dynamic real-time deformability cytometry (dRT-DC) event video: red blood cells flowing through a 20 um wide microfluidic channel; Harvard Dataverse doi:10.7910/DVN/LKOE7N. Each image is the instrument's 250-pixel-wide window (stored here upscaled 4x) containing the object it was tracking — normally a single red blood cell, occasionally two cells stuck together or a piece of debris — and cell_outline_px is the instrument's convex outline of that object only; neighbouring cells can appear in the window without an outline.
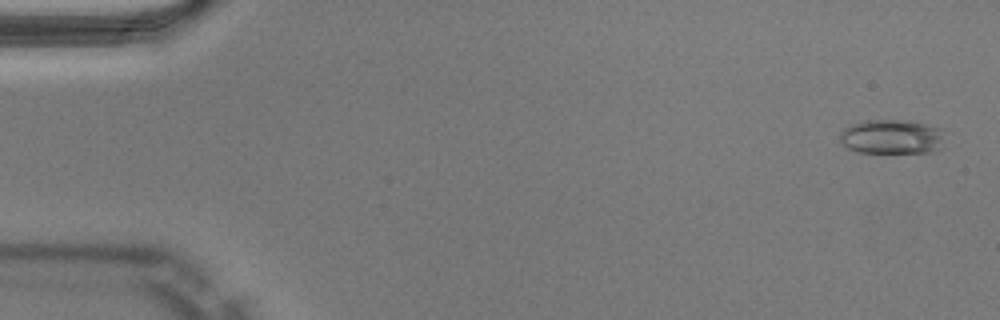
{"species": "Egyptian fruit bat (a non-hibernating species)", "species_latin": "Rousettus aegyptiacus", "temperature_condition": "warm", "stored_images_in_passage": 15, "camera_frame_rate_fps": 3000, "um_per_image_px": 0.085, "animal": {"sex": "male"}, "frame": {"image": 1, "passage_image": 2, "time_ms": 0.333, "image_size_px": [1000, 320], "cell_outline_px": [[940, 140], [936, 148], [932, 152], [860, 152], [848, 148], [840, 140], [840, 132], [844, 128], [852, 124], [868, 120], [912, 120], [940, 128]], "centroid_in_image_um": [75.72, 11.6], "position_along_channel_um": 9.3, "area_um2": 20.52}}